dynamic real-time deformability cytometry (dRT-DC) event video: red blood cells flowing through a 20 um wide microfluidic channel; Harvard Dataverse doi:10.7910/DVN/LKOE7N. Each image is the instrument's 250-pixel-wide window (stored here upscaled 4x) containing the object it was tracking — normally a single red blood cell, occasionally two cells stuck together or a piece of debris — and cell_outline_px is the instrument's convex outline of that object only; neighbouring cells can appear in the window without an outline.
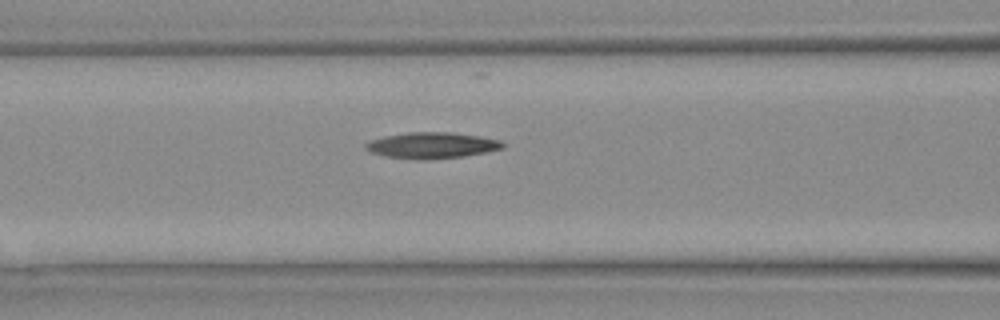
{"species": "Egyptian fruit bat (a non-hibernating species)", "species_latin": "Rousettus aegyptiacus", "temperature_condition": "warm", "stored_images_in_passage": 6, "camera_frame_rate_fps": 3000, "um_per_image_px": 0.085, "animal": {"sex": "female"}, "frame": {"image": 1, "passage_image": 5, "time_ms": 1.333, "image_size_px": [1000, 320], "cell_outline_px": [[504, 148], [464, 156], [424, 160], [416, 160], [384, 156], [372, 152], [364, 144], [372, 140], [384, 136], [408, 132], [452, 132], [480, 136], [500, 140], [504, 144]], "centroid_in_image_um": [36.72, 12.35], "position_along_channel_um": 129.9, "area_um2": 20.75}}